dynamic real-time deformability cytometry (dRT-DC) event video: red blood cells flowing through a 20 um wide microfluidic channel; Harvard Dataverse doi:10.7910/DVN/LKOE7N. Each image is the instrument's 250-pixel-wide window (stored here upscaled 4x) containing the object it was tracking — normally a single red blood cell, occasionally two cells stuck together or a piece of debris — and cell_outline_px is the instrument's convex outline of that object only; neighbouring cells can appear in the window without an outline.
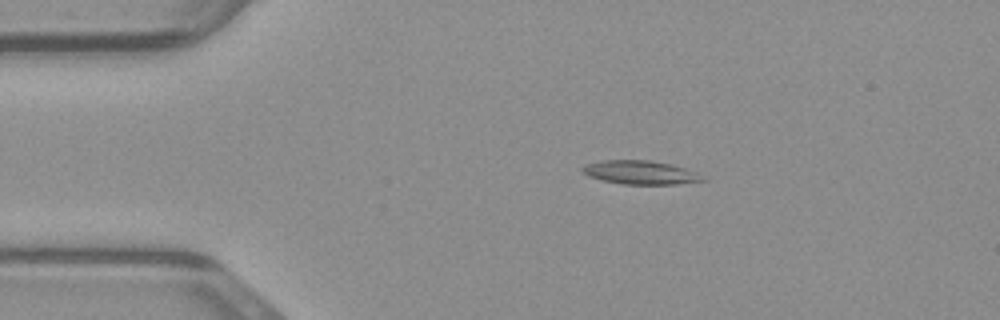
{"species": "common noctule bat (a hibernating species)", "species_latin": "Nyctalus noctula", "temperature_condition": "warm", "stored_images_in_passage": 48, "camera_frame_rate_fps": 3000, "um_per_image_px": 0.085, "animal": {"sex": "male", "body_mass_g": 23.1, "forearm_length_mm": 52.7}, "frame": {"image": 1, "passage_image": 9, "time_ms": 2.667, "image_size_px": [1000, 320], "cell_outline_px": [[708, 180], [676, 184], [620, 184], [588, 176], [580, 172], [580, 168], [584, 164], [604, 160], [648, 160], [668, 164], [684, 168], [696, 172]], "centroid_in_image_um": [54.38, 14.66], "position_along_channel_um": 30.6, "area_um2": 16.53}}
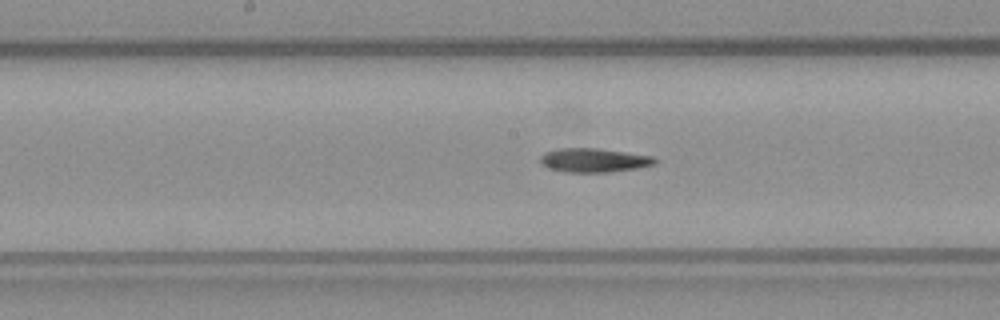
{"frame": {"image": 2, "passage_image": 24, "time_ms": 7.667, "image_size_px": [1000, 320], "cell_outline_px": [[660, 160], [656, 164], [636, 168], [608, 172], [564, 172], [548, 168], [540, 164], [540, 156], [544, 152], [556, 148], [596, 148], [656, 156]], "centroid_in_image_um": [50.49, 13.61], "position_along_channel_um": 197.7, "area_um2": 16.3}}
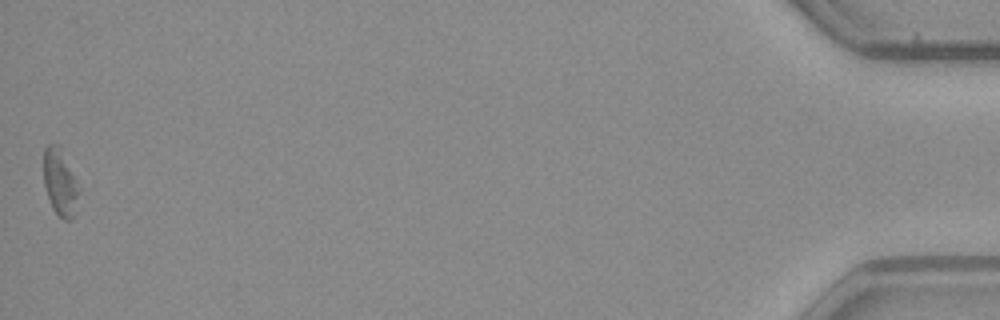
{"frame": {"image": 3, "passage_image": 48, "time_ms": 15.667, "image_size_px": [1000, 320], "cell_outline_px": [[80, 192], [76, 212], [72, 220], [64, 220], [52, 208], [44, 184], [44, 148], [48, 144], [60, 144], [80, 188]], "centroid_in_image_um": [5.14, 15.5], "position_along_channel_um": 430.1, "area_um2": 13.99}}